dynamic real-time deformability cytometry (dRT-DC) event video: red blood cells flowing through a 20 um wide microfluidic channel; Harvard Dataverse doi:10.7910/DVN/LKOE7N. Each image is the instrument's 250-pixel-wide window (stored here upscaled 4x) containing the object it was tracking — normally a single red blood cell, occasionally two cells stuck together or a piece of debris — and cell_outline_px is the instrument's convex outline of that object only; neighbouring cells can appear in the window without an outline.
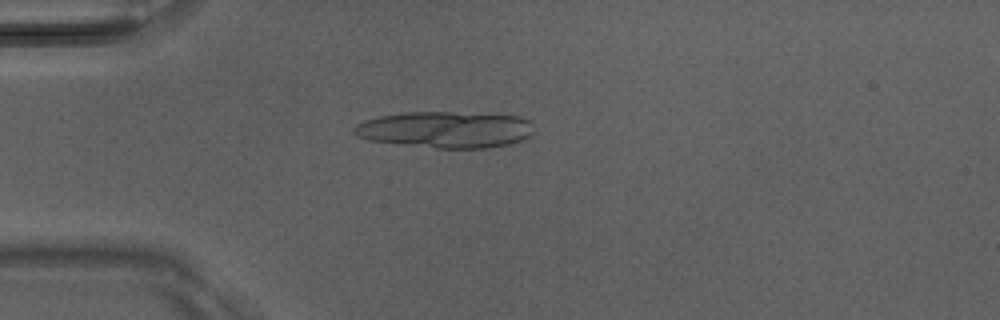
{"species": "Egyptian fruit bat (a non-hibernating species)", "species_latin": "Rousettus aegyptiacus", "temperature_condition": "room temperature", "stored_images_in_passage": 4, "camera_frame_rate_fps": 3000, "um_per_image_px": 0.085, "animal": {"sex": "male"}, "frame": {"image": 1, "passage_image": 1, "time_ms": 0.0, "image_size_px": [1000, 320], "cell_outline_px": [[532, 132], [528, 136], [520, 140], [508, 144], [488, 148], [436, 148], [368, 140], [356, 136], [352, 132], [352, 128], [356, 124], [364, 120], [380, 116], [404, 112], [452, 112], [520, 116], [528, 120], [532, 124]], "centroid_in_image_um": [37.82, 11.01], "position_along_channel_um": 47.2, "area_um2": 38.15}}